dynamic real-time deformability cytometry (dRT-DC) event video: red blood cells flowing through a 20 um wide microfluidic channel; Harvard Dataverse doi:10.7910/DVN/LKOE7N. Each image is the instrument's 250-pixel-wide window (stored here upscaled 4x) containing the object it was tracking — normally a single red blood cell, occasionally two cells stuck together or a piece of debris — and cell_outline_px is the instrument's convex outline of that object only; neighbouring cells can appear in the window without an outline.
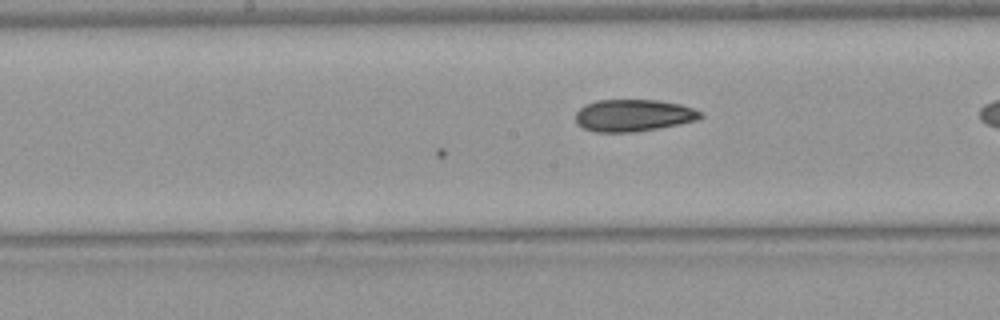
{"species": "Egyptian fruit bat (a non-hibernating species)", "species_latin": "Rousettus aegyptiacus", "temperature_condition": "warm", "stored_images_in_passage": 14, "camera_frame_rate_fps": 3000, "um_per_image_px": 0.085, "animal": {"sex": "female"}, "frame": {"image": 1, "passage_image": 14, "time_ms": 4.333, "image_size_px": [1000, 320], "cell_outline_px": [[704, 116], [696, 120], [636, 132], [596, 132], [584, 128], [576, 124], [576, 112], [584, 104], [596, 100], [660, 100], [680, 104], [692, 108], [700, 112]], "centroid_in_image_um": [53.79, 9.8], "position_along_channel_um": 194.4, "area_um2": 23.24}}